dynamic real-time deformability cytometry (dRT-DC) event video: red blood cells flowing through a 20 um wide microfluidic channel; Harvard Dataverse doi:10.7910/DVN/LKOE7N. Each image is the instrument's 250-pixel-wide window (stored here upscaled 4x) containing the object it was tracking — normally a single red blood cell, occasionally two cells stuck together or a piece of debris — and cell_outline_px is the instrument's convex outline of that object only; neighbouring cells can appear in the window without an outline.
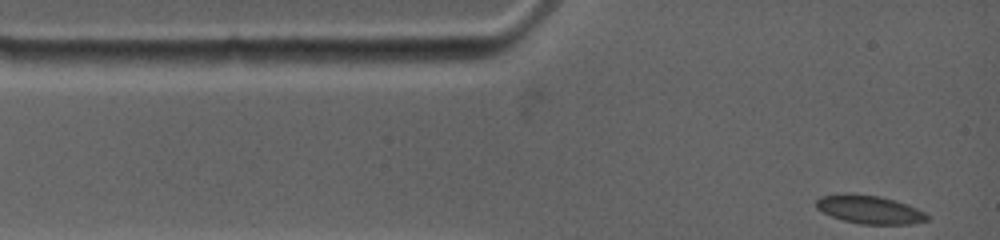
{"species": "common noctule bat (a hibernating species)", "species_latin": "Nyctalus noctula", "temperature_condition": "warm", "stored_images_in_passage": 2, "camera_frame_rate_fps": 4500, "um_per_image_px": 0.085, "animal": {"sex": "female", "body_mass_g": 19.0, "forearm_length_mm": 53.3}, "frame": {"image": 1, "passage_image": 2, "time_ms": 0.222, "image_size_px": [1000, 240], "cell_outline_px": [[928, 220], [912, 224], [860, 224], [844, 220], [832, 216], [816, 208], [816, 200], [820, 196], [836, 192], [852, 192], [880, 196], [896, 200], [908, 204], [924, 212], [928, 216]], "centroid_in_image_um": [73.87, 17.77], "position_along_channel_um": 11.1, "area_um2": 18.67}}